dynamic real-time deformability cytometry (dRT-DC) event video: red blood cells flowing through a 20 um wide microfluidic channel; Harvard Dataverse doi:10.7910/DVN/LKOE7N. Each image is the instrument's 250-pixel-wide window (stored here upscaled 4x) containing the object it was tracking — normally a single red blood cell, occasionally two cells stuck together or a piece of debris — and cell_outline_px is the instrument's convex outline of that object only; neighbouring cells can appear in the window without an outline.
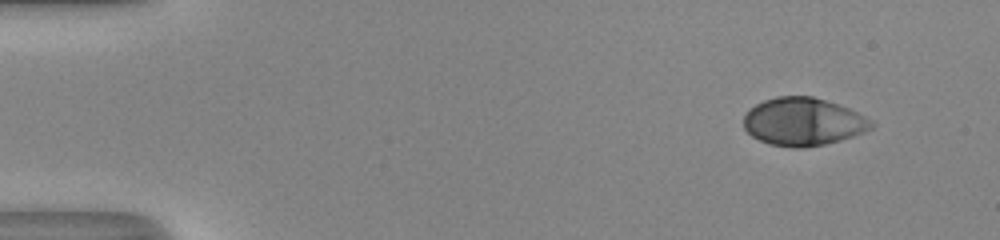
{"species": "human", "species_latin": "Homo sapiens", "temperature_condition": "room temperature", "stored_images_in_passage": 48, "camera_frame_rate_fps": 3000, "um_per_image_px": 0.085, "donor": {"sex": "male"}, "frame": {"image": 1, "passage_image": 1, "time_ms": 0.0, "image_size_px": [1000, 240], "cell_outline_px": [[876, 124], [872, 128], [864, 132], [840, 140], [824, 144], [804, 148], [792, 148], [768, 144], [752, 136], [744, 128], [744, 116], [748, 108], [764, 100], [776, 96], [812, 96], [848, 108], [872, 120]], "centroid_in_image_um": [68.25, 10.35], "position_along_channel_um": 16.8, "area_um2": 35.66}}
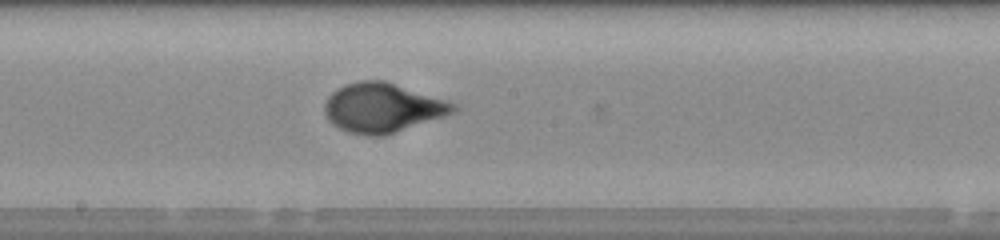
{"frame": {"image": 2, "passage_image": 25, "time_ms": 8.0, "image_size_px": [1000, 240], "cell_outline_px": [[460, 108], [456, 112], [384, 136], [368, 136], [348, 132], [332, 124], [328, 120], [324, 112], [324, 104], [328, 96], [336, 88], [344, 84], [360, 80], [384, 80], [456, 104]], "centroid_in_image_um": [32.48, 9.16], "position_along_channel_um": 215.7, "area_um2": 36.99}}
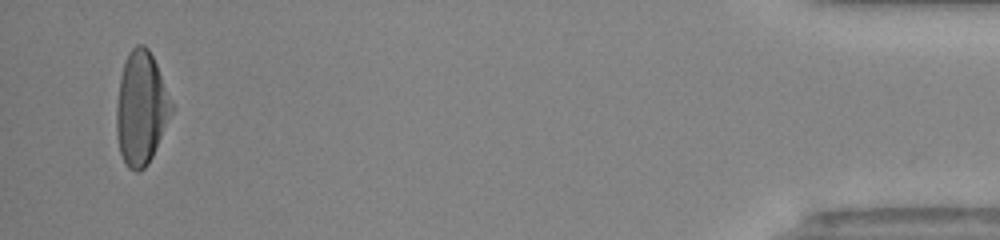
{"frame": {"image": 3, "passage_image": 46, "time_ms": 15.0, "image_size_px": [1000, 240], "cell_outline_px": [[172, 112], [156, 148], [148, 164], [140, 172], [136, 172], [128, 168], [120, 152], [116, 136], [116, 104], [120, 76], [124, 60], [128, 52], [136, 44], [144, 44], [148, 48], [156, 64], [172, 104]], "centroid_in_image_um": [11.96, 9.2], "position_along_channel_um": 423.2, "area_um2": 36.18}, "authors_computed_cell_mechanics": {"area_um2": 35.7493, "velocity_mm_per_s": 4.1236, "shape_relaxation_time_tau1_ms": 4.2633, "shape_relaxation_time_tau2_ms": null, "deformation_change_tau1": 0.2336, "deformation_change_tau2": null}}